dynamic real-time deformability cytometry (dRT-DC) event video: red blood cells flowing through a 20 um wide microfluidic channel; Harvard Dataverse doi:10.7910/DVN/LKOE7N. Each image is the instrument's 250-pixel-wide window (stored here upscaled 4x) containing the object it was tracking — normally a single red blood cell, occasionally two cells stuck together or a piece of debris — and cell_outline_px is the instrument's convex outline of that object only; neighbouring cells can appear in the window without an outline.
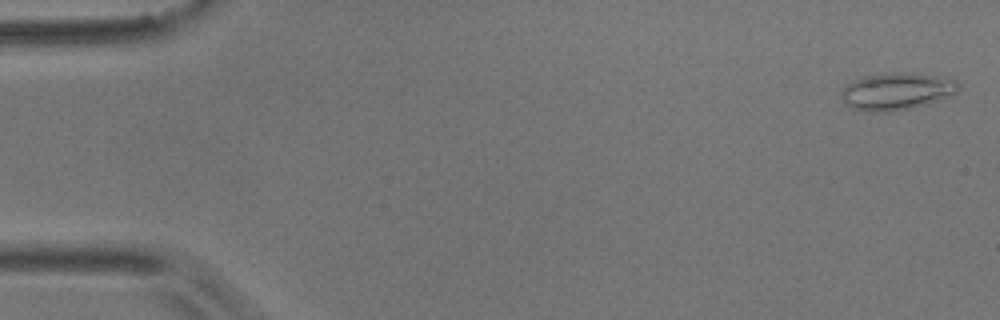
{"species": "common noctule bat (a hibernating species)", "species_latin": "Nyctalus noctula", "temperature_condition": "room temperature", "stored_images_in_passage": 56, "camera_frame_rate_fps": 3000, "um_per_image_px": 0.085, "animal": {"sex": "male", "body_mass_g": 17.9}, "frame": {"image": 1, "passage_image": 2, "time_ms": 0.333, "image_size_px": [1000, 320], "cell_outline_px": [[960, 88], [952, 96], [912, 108], [888, 112], [872, 112], [852, 108], [844, 104], [840, 92], [848, 84], [864, 76], [892, 72], [908, 72], [956, 80], [960, 84]], "centroid_in_image_um": [76.22, 7.77], "position_along_channel_um": 8.8, "area_um2": 25.32}}
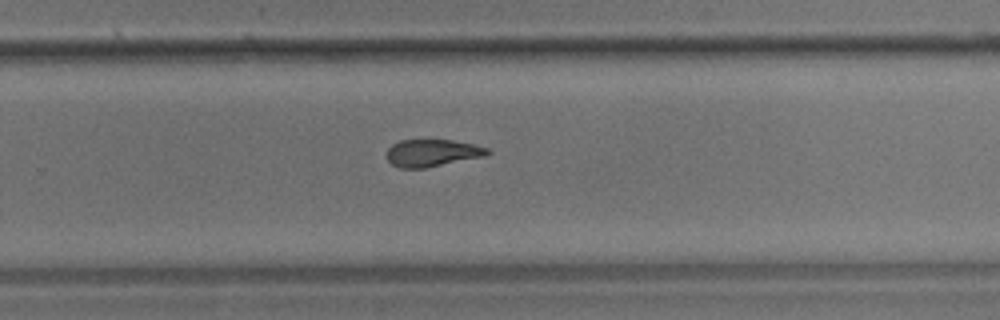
{"frame": {"image": 2, "passage_image": 37, "time_ms": 12.0, "image_size_px": [1000, 320], "cell_outline_px": [[492, 152], [484, 156], [424, 168], [400, 168], [392, 164], [388, 160], [388, 148], [392, 144], [400, 140], [452, 140], [472, 144], [488, 148]], "centroid_in_image_um": [36.73, 12.99], "position_along_channel_um": 293.1, "area_um2": 15.78}}
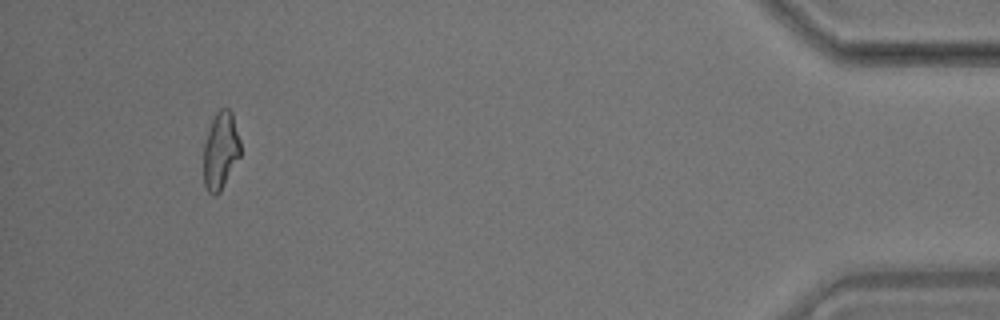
{"frame": {"image": 3, "passage_image": 53, "time_ms": 17.333, "image_size_px": [1000, 320], "cell_outline_px": [[240, 156], [220, 192], [216, 196], [212, 196], [208, 192], [204, 184], [204, 144], [212, 120], [216, 112], [220, 108], [228, 108], [232, 112], [240, 140]], "centroid_in_image_um": [18.75, 12.82], "position_along_channel_um": 416.4, "area_um2": 16.59}, "authors_computed_cell_mechanics": {"area_um2": 16.9932, "velocity_mm_per_s": 3.5776, "shape_relaxation_time_tau1_ms": 8.9164, "shape_relaxation_time_tau2_ms": 3.5881, "deformation_change_tau1": 0.2162, "deformation_change_tau2": 0.1108}}